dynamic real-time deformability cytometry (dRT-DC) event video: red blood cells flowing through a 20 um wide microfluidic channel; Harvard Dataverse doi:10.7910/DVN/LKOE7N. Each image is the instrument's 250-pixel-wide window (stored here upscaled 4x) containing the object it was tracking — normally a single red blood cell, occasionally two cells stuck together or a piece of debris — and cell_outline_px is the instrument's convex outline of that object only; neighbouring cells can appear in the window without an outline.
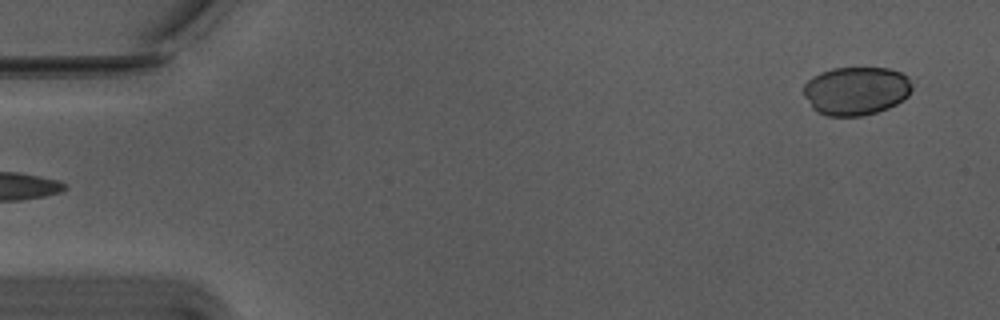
{"species": "Egyptian fruit bat (a non-hibernating species)", "species_latin": "Rousettus aegyptiacus", "temperature_condition": "warm", "stored_images_in_passage": 26, "camera_frame_rate_fps": 3000, "um_per_image_px": 0.085, "animal": {"sex": "male"}, "frame": {"image": 1, "passage_image": 1, "time_ms": 0.0, "image_size_px": [1000, 320], "cell_outline_px": [[912, 88], [908, 96], [896, 104], [888, 108], [876, 112], [860, 116], [828, 116], [816, 112], [812, 108], [804, 96], [804, 84], [812, 76], [820, 72], [832, 68], [888, 68], [900, 72], [908, 80]], "centroid_in_image_um": [72.72, 7.72], "position_along_channel_um": 12.3, "area_um2": 30.58}}
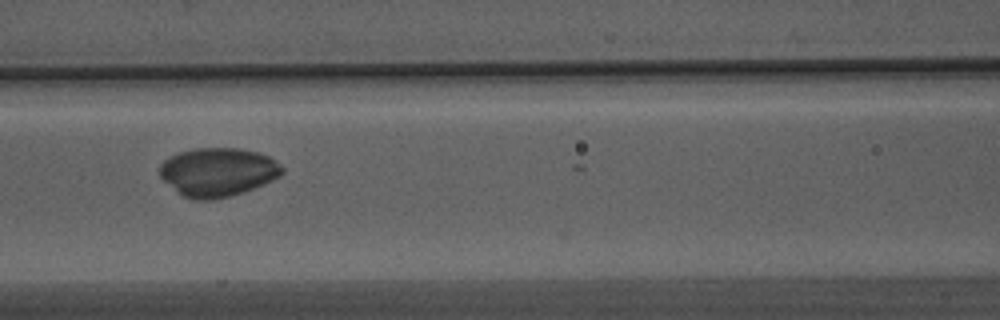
{"frame": {"image": 2, "passage_image": 22, "time_ms": 7.0, "image_size_px": [1000, 320], "cell_outline_px": [[284, 172], [280, 176], [272, 180], [252, 188], [228, 196], [212, 200], [196, 200], [184, 196], [164, 180], [160, 176], [160, 164], [164, 160], [180, 152], [196, 148], [236, 148], [260, 152], [268, 156], [284, 168]], "centroid_in_image_um": [18.52, 14.61], "position_along_channel_um": 148.1, "area_um2": 34.22}}
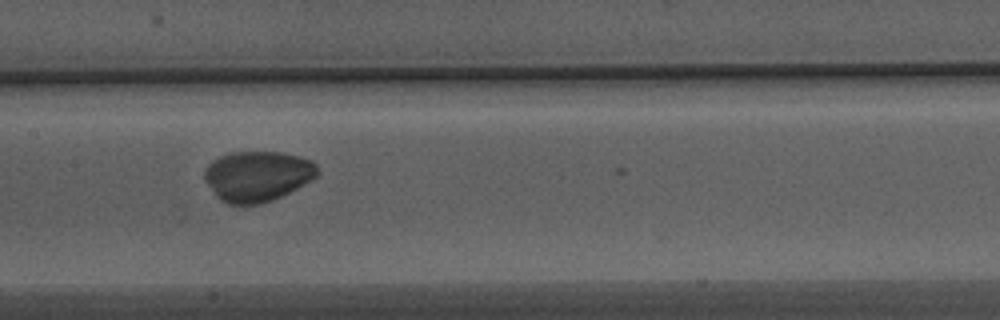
{"frame": {"image": 3, "passage_image": 25, "time_ms": 8.0, "image_size_px": [1000, 320], "cell_outline_px": [[320, 172], [312, 180], [272, 200], [260, 204], [228, 204], [220, 200], [216, 196], [204, 180], [204, 168], [212, 160], [220, 156], [232, 152], [280, 152], [300, 156], [312, 160], [316, 164]], "centroid_in_image_um": [21.87, 14.96], "position_along_channel_um": 185.5, "area_um2": 33.29}}